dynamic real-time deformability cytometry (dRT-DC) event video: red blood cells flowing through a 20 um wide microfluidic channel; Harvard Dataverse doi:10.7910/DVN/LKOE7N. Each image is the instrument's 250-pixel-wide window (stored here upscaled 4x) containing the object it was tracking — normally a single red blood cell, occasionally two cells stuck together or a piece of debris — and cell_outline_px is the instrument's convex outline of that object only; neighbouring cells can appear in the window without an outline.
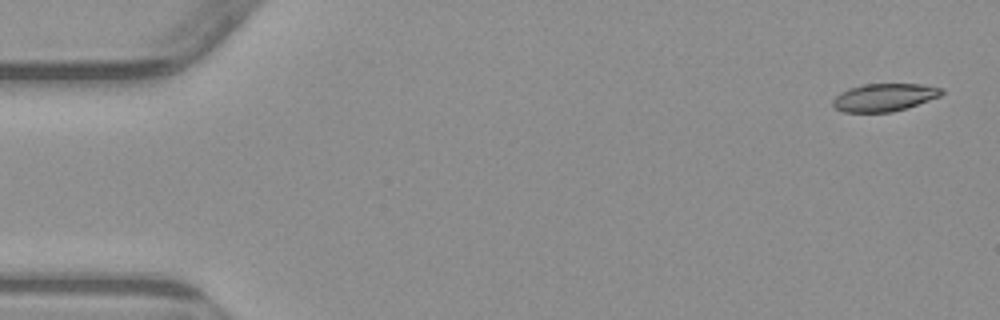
{"species": "common noctule bat (a hibernating species)", "species_latin": "Nyctalus noctula", "temperature_condition": "warm", "stored_images_in_passage": 3, "camera_frame_rate_fps": 3000, "um_per_image_px": 0.085, "animal": {"sex": "male", "body_mass_g": 23.1, "forearm_length_mm": 52.7}, "frame": {"image": 1, "passage_image": 1, "time_ms": 0.0, "image_size_px": [1000, 320], "cell_outline_px": [[944, 92], [940, 96], [892, 112], [844, 112], [836, 108], [832, 104], [832, 100], [840, 92], [848, 88], [864, 84], [920, 84], [944, 88]], "centroid_in_image_um": [75.14, 8.26], "position_along_channel_um": 9.9, "area_um2": 17.46}}